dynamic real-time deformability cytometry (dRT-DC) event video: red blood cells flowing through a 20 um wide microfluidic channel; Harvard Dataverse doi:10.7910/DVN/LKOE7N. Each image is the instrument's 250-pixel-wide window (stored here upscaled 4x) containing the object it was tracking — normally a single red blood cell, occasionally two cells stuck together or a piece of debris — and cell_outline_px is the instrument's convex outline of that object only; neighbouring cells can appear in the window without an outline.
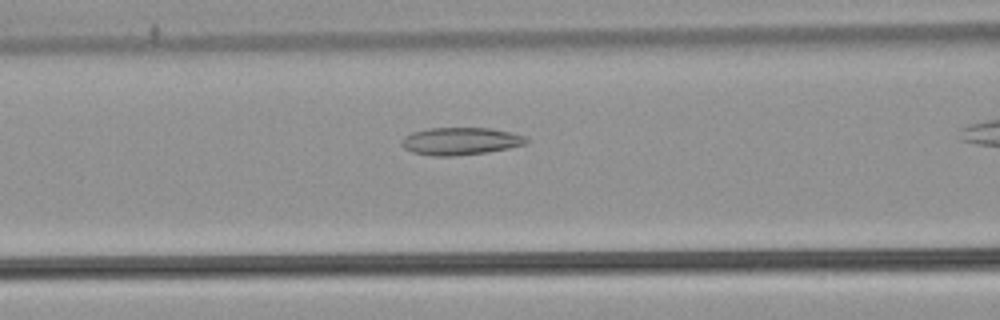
{"species": "common noctule bat (a hibernating species)", "species_latin": "Nyctalus noctula", "temperature_condition": "warm", "stored_images_in_passage": 35, "camera_frame_rate_fps": 3000, "um_per_image_px": 0.085, "animal": {"sex": "male", "body_mass_g": 21.5, "forearm_length_mm": 52.0}, "frame": {"image": 1, "passage_image": 15, "time_ms": 4.667, "image_size_px": [1000, 320], "cell_outline_px": [[528, 144], [508, 148], [484, 152], [452, 156], [432, 156], [412, 152], [404, 148], [400, 144], [400, 140], [404, 136], [412, 132], [428, 128], [492, 128], [512, 132], [524, 136], [528, 140]], "centroid_in_image_um": [39.11, 11.99], "position_along_channel_um": 127.5, "area_um2": 20.06}}
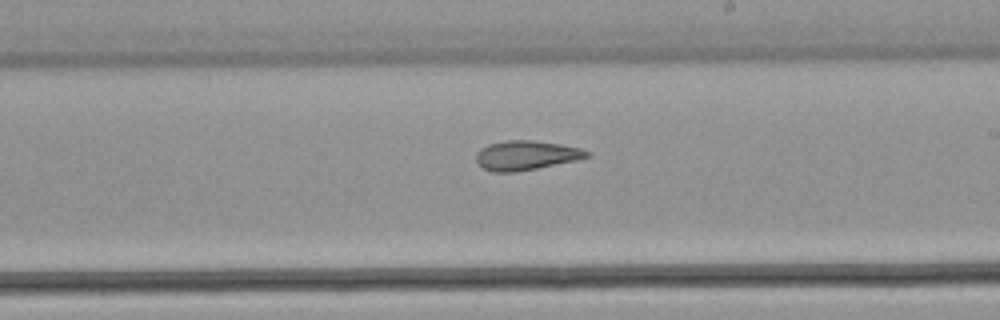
{"frame": {"image": 2, "passage_image": 24, "time_ms": 7.667, "image_size_px": [1000, 320], "cell_outline_px": [[592, 156], [576, 160], [516, 172], [492, 172], [484, 168], [476, 160], [476, 152], [480, 148], [488, 144], [508, 140], [532, 140], [560, 144], [580, 148], [592, 152]], "centroid_in_image_um": [44.73, 13.2], "position_along_channel_um": 244.3, "area_um2": 18.96}}
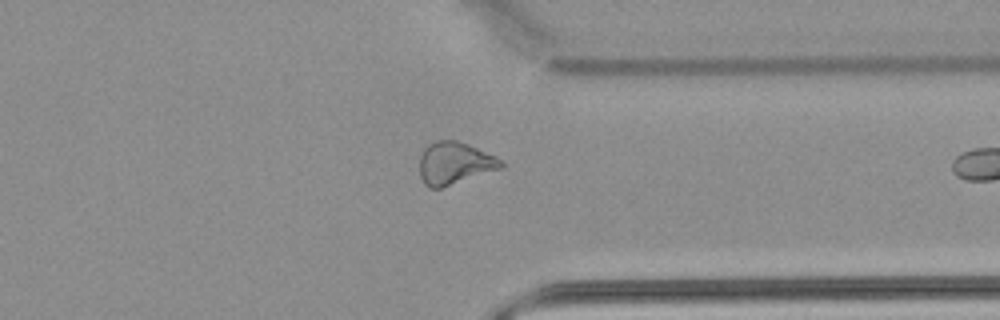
{"frame": {"image": 3, "passage_image": 34, "time_ms": 11.0, "image_size_px": [1000, 320], "cell_outline_px": [[504, 168], [440, 188], [428, 188], [424, 184], [420, 176], [420, 156], [424, 148], [428, 144], [436, 140], [456, 140], [468, 144], [496, 156], [504, 160]], "centroid_in_image_um": [38.66, 13.87], "position_along_channel_um": 372.7, "area_um2": 20.35}}